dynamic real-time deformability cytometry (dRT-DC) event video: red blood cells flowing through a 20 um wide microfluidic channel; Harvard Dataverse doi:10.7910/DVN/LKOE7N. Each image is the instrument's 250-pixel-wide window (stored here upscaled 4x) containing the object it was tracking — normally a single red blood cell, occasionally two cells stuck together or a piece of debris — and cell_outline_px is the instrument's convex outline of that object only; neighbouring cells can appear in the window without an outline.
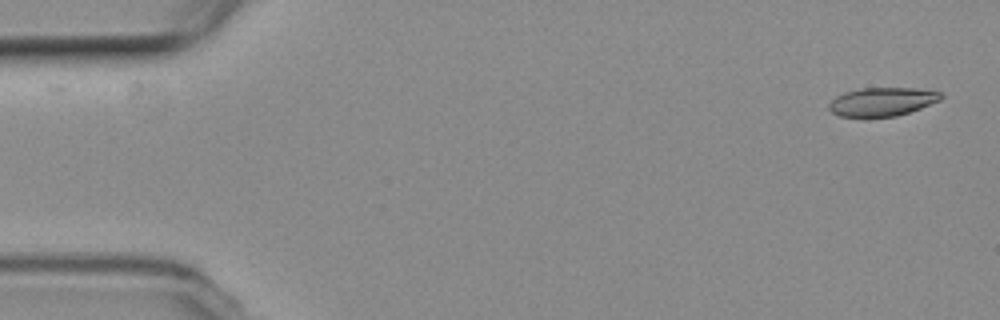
{"species": "common noctule bat (a hibernating species)", "species_latin": "Nyctalus noctula", "temperature_condition": "room temperature", "stored_images_in_passage": 56, "camera_frame_rate_fps": 3000, "um_per_image_px": 0.085, "animal": {"sex": "female", "body_mass_g": 19.3, "forearm_length_mm": 54.1}, "frame": {"image": 1, "passage_image": 1, "time_ms": 0.0, "image_size_px": [1000, 320], "cell_outline_px": [[944, 96], [940, 100], [920, 108], [896, 116], [864, 120], [840, 116], [832, 112], [828, 108], [828, 104], [836, 96], [844, 92], [860, 88], [916, 88], [940, 92]], "centroid_in_image_um": [74.92, 8.69], "position_along_channel_um": 10.1, "area_um2": 19.25}}
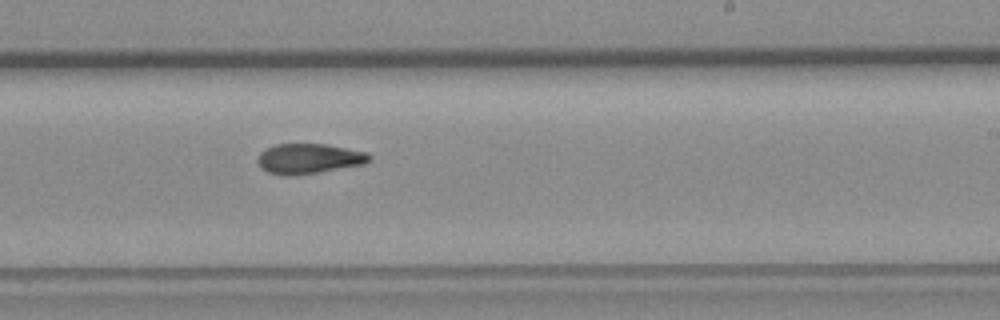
{"frame": {"image": 2, "passage_image": 33, "time_ms": 10.667, "image_size_px": [1000, 320], "cell_outline_px": [[372, 160], [364, 164], [320, 172], [292, 176], [280, 176], [268, 172], [260, 168], [256, 160], [260, 152], [276, 144], [328, 144], [368, 152], [372, 156]], "centroid_in_image_um": [26.26, 13.49], "position_along_channel_um": 262.7, "area_um2": 19.94}}
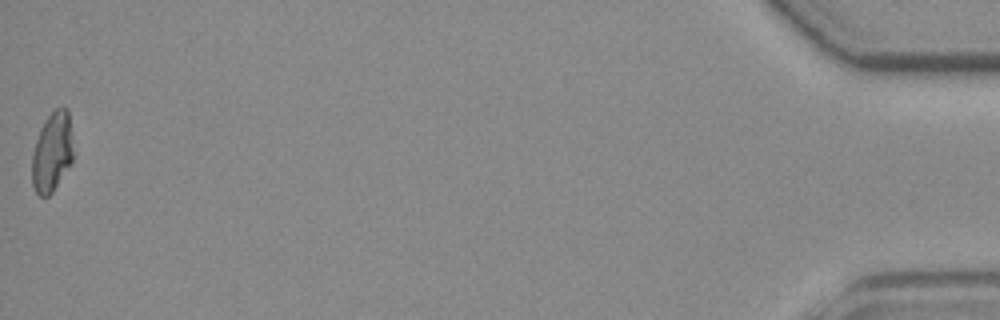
{"frame": {"image": 3, "passage_image": 56, "time_ms": 18.333, "image_size_px": [1000, 320], "cell_outline_px": [[72, 164], [52, 192], [48, 196], [40, 196], [36, 192], [32, 184], [32, 152], [40, 128], [44, 120], [56, 108], [64, 104], [68, 108], [72, 152]], "centroid_in_image_um": [4.42, 12.91], "position_along_channel_um": 430.8, "area_um2": 19.19}, "authors_computed_cell_mechanics": {"area_um2": 19.6231, "velocity_mm_per_s": 3.5732, "shape_relaxation_time_tau1_ms": 9.7108, "shape_relaxation_time_tau2_ms": 4.1547, "deformation_change_tau1": 0.2271, "deformation_change_tau2": 0.1142}}